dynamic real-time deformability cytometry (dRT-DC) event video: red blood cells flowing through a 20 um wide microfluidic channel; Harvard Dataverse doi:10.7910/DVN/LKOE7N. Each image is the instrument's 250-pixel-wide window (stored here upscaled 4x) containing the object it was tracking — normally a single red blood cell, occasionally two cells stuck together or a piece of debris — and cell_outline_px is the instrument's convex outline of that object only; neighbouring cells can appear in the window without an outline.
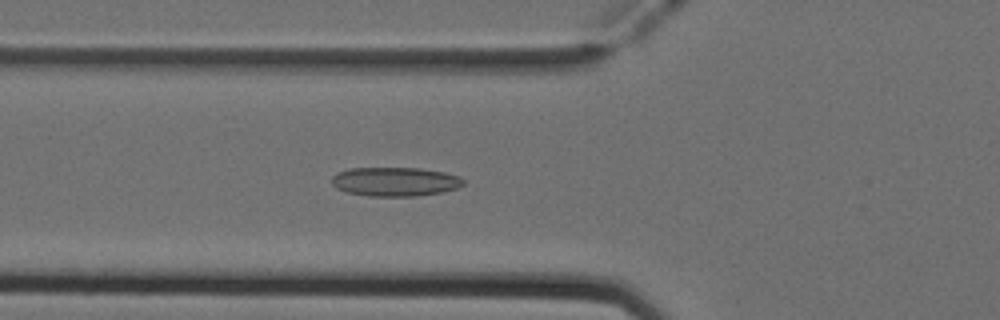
{"species": "Egyptian fruit bat (a non-hibernating species)", "species_latin": "Rousettus aegyptiacus", "temperature_condition": "cold", "stored_images_in_passage": 52, "camera_frame_rate_fps": 3000, "um_per_image_px": 0.085, "animal": {"sex": "female"}, "frame": {"image": 1, "passage_image": 19, "time_ms": 6.0, "image_size_px": [1000, 320], "cell_outline_px": [[464, 184], [456, 188], [444, 192], [416, 196], [368, 196], [348, 192], [336, 188], [332, 184], [332, 176], [336, 172], [348, 168], [420, 168], [444, 172], [460, 176], [464, 180]], "centroid_in_image_um": [33.58, 15.43], "position_along_channel_um": 92.2, "area_um2": 22.43}}
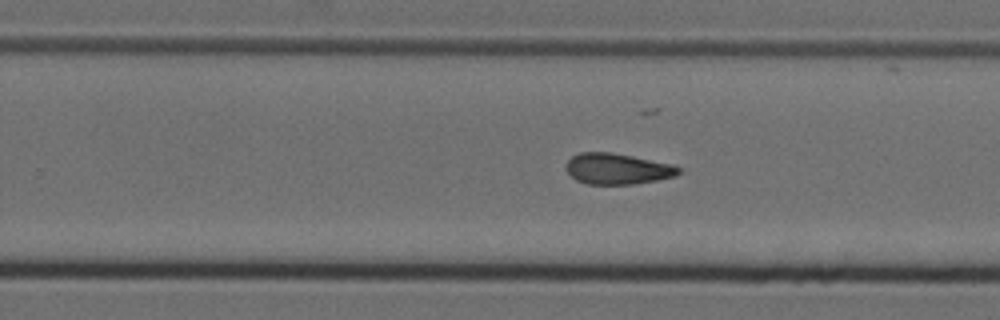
{"frame": {"image": 2, "passage_image": 33, "time_ms": 10.667, "image_size_px": [1000, 320], "cell_outline_px": [[680, 172], [676, 176], [656, 180], [632, 184], [588, 184], [576, 180], [564, 168], [564, 164], [572, 156], [580, 152], [612, 152], [672, 164], [680, 168]], "centroid_in_image_um": [52.44, 14.34], "position_along_channel_um": 277.4, "area_um2": 20.29}}
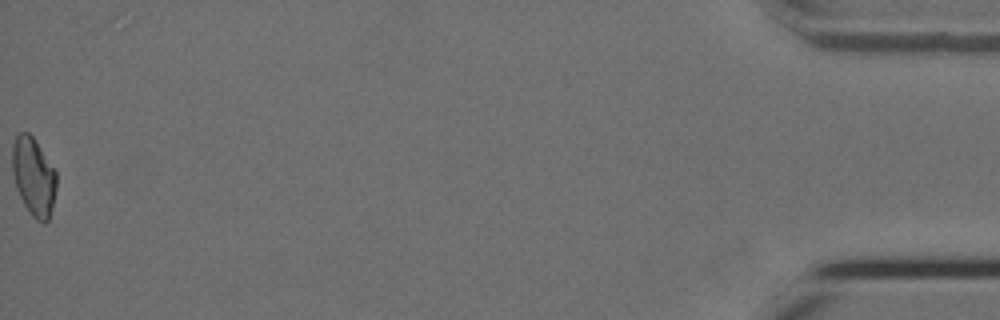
{"frame": {"image": 3, "passage_image": 52, "time_ms": 17.0, "image_size_px": [1000, 320], "cell_outline_px": [[56, 188], [48, 220], [44, 224], [36, 220], [32, 216], [24, 204], [16, 188], [12, 172], [12, 144], [16, 136], [20, 132], [28, 132], [32, 136], [56, 172]], "centroid_in_image_um": [2.83, 15.01], "position_along_channel_um": 432.4, "area_um2": 19.88}, "authors_computed_cell_mechanics": {"area_um2": 21.0103, "velocity_mm_per_s": 3.9614, "shape_relaxation_time_tau1_ms": null, "shape_relaxation_time_tau2_ms": 5.0347, "deformation_change_tau1": null, "deformation_change_tau2": 0.1255}}